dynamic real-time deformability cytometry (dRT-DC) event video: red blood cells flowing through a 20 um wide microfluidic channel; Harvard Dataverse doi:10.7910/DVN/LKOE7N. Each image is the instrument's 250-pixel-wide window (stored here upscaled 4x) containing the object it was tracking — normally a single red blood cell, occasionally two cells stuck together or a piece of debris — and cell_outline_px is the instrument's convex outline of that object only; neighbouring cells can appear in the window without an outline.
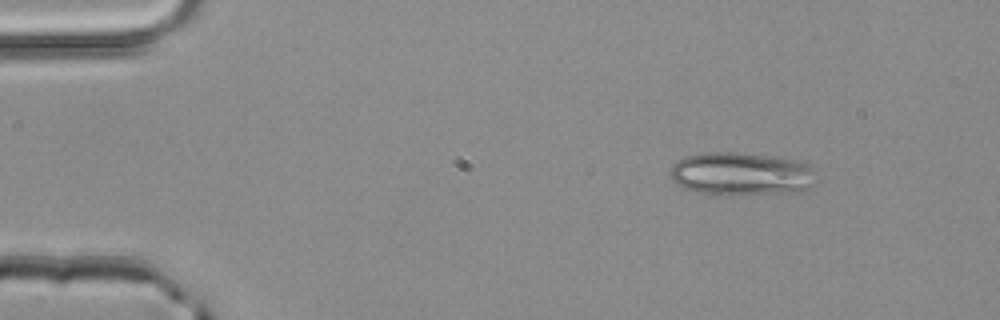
{"species": "common noctule bat (a hibernating species)", "species_latin": "Nyctalus noctula", "temperature_condition": "room temperature", "stored_images_in_passage": 3, "camera_frame_rate_fps": 3000, "um_per_image_px": 0.085, "animal": {"sex": "male", "body_mass_g": 20.4}, "frame": {"image": 1, "passage_image": 1, "time_ms": 0.0, "image_size_px": [1000, 320], "cell_outline_px": [[816, 184], [804, 192], [728, 196], [716, 196], [684, 188], [676, 184], [668, 176], [672, 164], [676, 160], [684, 156], [704, 152], [736, 152], [772, 156], [796, 160], [812, 164], [816, 168]], "centroid_in_image_um": [63.06, 14.8], "position_along_channel_um": 21.9, "area_um2": 38.26}}